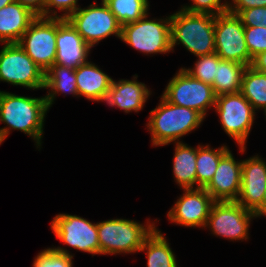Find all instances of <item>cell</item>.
Here are the masks:
<instances>
[{
  "instance_id": "484cf974",
  "label": "cell",
  "mask_w": 266,
  "mask_h": 267,
  "mask_svg": "<svg viewBox=\"0 0 266 267\" xmlns=\"http://www.w3.org/2000/svg\"><path fill=\"white\" fill-rule=\"evenodd\" d=\"M240 92L256 111L263 110L266 107V74L247 66L242 75Z\"/></svg>"
},
{
  "instance_id": "ab89813d",
  "label": "cell",
  "mask_w": 266,
  "mask_h": 267,
  "mask_svg": "<svg viewBox=\"0 0 266 267\" xmlns=\"http://www.w3.org/2000/svg\"><path fill=\"white\" fill-rule=\"evenodd\" d=\"M264 113H265V116H266V107L263 109ZM266 118V117H265Z\"/></svg>"
},
{
  "instance_id": "1f68e13d",
  "label": "cell",
  "mask_w": 266,
  "mask_h": 267,
  "mask_svg": "<svg viewBox=\"0 0 266 267\" xmlns=\"http://www.w3.org/2000/svg\"><path fill=\"white\" fill-rule=\"evenodd\" d=\"M78 8V0H46L45 17L67 19ZM58 10L63 12L60 16Z\"/></svg>"
},
{
  "instance_id": "44dd1931",
  "label": "cell",
  "mask_w": 266,
  "mask_h": 267,
  "mask_svg": "<svg viewBox=\"0 0 266 267\" xmlns=\"http://www.w3.org/2000/svg\"><path fill=\"white\" fill-rule=\"evenodd\" d=\"M174 151L172 171L175 183L182 189L196 188L197 147L180 141L175 142Z\"/></svg>"
},
{
  "instance_id": "8fae6325",
  "label": "cell",
  "mask_w": 266,
  "mask_h": 267,
  "mask_svg": "<svg viewBox=\"0 0 266 267\" xmlns=\"http://www.w3.org/2000/svg\"><path fill=\"white\" fill-rule=\"evenodd\" d=\"M57 18L36 17L18 44L46 72L56 60Z\"/></svg>"
},
{
  "instance_id": "836d02e7",
  "label": "cell",
  "mask_w": 266,
  "mask_h": 267,
  "mask_svg": "<svg viewBox=\"0 0 266 267\" xmlns=\"http://www.w3.org/2000/svg\"><path fill=\"white\" fill-rule=\"evenodd\" d=\"M229 3V12L233 14H237L244 9L266 6V0H232Z\"/></svg>"
},
{
  "instance_id": "d590c367",
  "label": "cell",
  "mask_w": 266,
  "mask_h": 267,
  "mask_svg": "<svg viewBox=\"0 0 266 267\" xmlns=\"http://www.w3.org/2000/svg\"><path fill=\"white\" fill-rule=\"evenodd\" d=\"M254 70L266 74V51L257 54L252 58L250 65Z\"/></svg>"
},
{
  "instance_id": "5bb4252c",
  "label": "cell",
  "mask_w": 266,
  "mask_h": 267,
  "mask_svg": "<svg viewBox=\"0 0 266 267\" xmlns=\"http://www.w3.org/2000/svg\"><path fill=\"white\" fill-rule=\"evenodd\" d=\"M182 190L184 193L168 211V220L176 225L205 229L211 207L215 201L204 188Z\"/></svg>"
},
{
  "instance_id": "d4e9b609",
  "label": "cell",
  "mask_w": 266,
  "mask_h": 267,
  "mask_svg": "<svg viewBox=\"0 0 266 267\" xmlns=\"http://www.w3.org/2000/svg\"><path fill=\"white\" fill-rule=\"evenodd\" d=\"M247 66L235 61L221 60L217 64L213 90L216 96L241 91L242 75Z\"/></svg>"
},
{
  "instance_id": "83f0119b",
  "label": "cell",
  "mask_w": 266,
  "mask_h": 267,
  "mask_svg": "<svg viewBox=\"0 0 266 267\" xmlns=\"http://www.w3.org/2000/svg\"><path fill=\"white\" fill-rule=\"evenodd\" d=\"M74 255L64 247L41 250L34 258L33 267H73Z\"/></svg>"
},
{
  "instance_id": "ba28073f",
  "label": "cell",
  "mask_w": 266,
  "mask_h": 267,
  "mask_svg": "<svg viewBox=\"0 0 266 267\" xmlns=\"http://www.w3.org/2000/svg\"><path fill=\"white\" fill-rule=\"evenodd\" d=\"M67 20L92 49L111 35L121 39L122 26L106 3L93 2L86 8L79 7Z\"/></svg>"
},
{
  "instance_id": "74e56055",
  "label": "cell",
  "mask_w": 266,
  "mask_h": 267,
  "mask_svg": "<svg viewBox=\"0 0 266 267\" xmlns=\"http://www.w3.org/2000/svg\"><path fill=\"white\" fill-rule=\"evenodd\" d=\"M14 0H0V9L8 4L12 3Z\"/></svg>"
},
{
  "instance_id": "e575fe53",
  "label": "cell",
  "mask_w": 266,
  "mask_h": 267,
  "mask_svg": "<svg viewBox=\"0 0 266 267\" xmlns=\"http://www.w3.org/2000/svg\"><path fill=\"white\" fill-rule=\"evenodd\" d=\"M19 3L21 6L29 9L37 17H45V4L46 0H14Z\"/></svg>"
},
{
  "instance_id": "f1b7e54d",
  "label": "cell",
  "mask_w": 266,
  "mask_h": 267,
  "mask_svg": "<svg viewBox=\"0 0 266 267\" xmlns=\"http://www.w3.org/2000/svg\"><path fill=\"white\" fill-rule=\"evenodd\" d=\"M197 58L198 59L193 68L183 67V69L192 77L212 86L216 77L217 64L222 59L216 54V52L204 56H198Z\"/></svg>"
},
{
  "instance_id": "603a6c76",
  "label": "cell",
  "mask_w": 266,
  "mask_h": 267,
  "mask_svg": "<svg viewBox=\"0 0 266 267\" xmlns=\"http://www.w3.org/2000/svg\"><path fill=\"white\" fill-rule=\"evenodd\" d=\"M147 257V267H177L176 255L164 234L157 227L145 239L139 252Z\"/></svg>"
},
{
  "instance_id": "30bf717a",
  "label": "cell",
  "mask_w": 266,
  "mask_h": 267,
  "mask_svg": "<svg viewBox=\"0 0 266 267\" xmlns=\"http://www.w3.org/2000/svg\"><path fill=\"white\" fill-rule=\"evenodd\" d=\"M255 212L244 208L236 201H215L205 227L211 234L231 241L249 239V228Z\"/></svg>"
},
{
  "instance_id": "f546056e",
  "label": "cell",
  "mask_w": 266,
  "mask_h": 267,
  "mask_svg": "<svg viewBox=\"0 0 266 267\" xmlns=\"http://www.w3.org/2000/svg\"><path fill=\"white\" fill-rule=\"evenodd\" d=\"M191 5H184L181 10H185L190 13L211 14L218 15L221 13L229 12L230 3L225 1L221 3V0H191Z\"/></svg>"
},
{
  "instance_id": "f35d334b",
  "label": "cell",
  "mask_w": 266,
  "mask_h": 267,
  "mask_svg": "<svg viewBox=\"0 0 266 267\" xmlns=\"http://www.w3.org/2000/svg\"><path fill=\"white\" fill-rule=\"evenodd\" d=\"M108 0H101V4L107 3Z\"/></svg>"
},
{
  "instance_id": "9a60e30c",
  "label": "cell",
  "mask_w": 266,
  "mask_h": 267,
  "mask_svg": "<svg viewBox=\"0 0 266 267\" xmlns=\"http://www.w3.org/2000/svg\"><path fill=\"white\" fill-rule=\"evenodd\" d=\"M266 189V161L255 155L242 160V178L240 193L236 202L255 212L264 199Z\"/></svg>"
},
{
  "instance_id": "8d00e7d4",
  "label": "cell",
  "mask_w": 266,
  "mask_h": 267,
  "mask_svg": "<svg viewBox=\"0 0 266 267\" xmlns=\"http://www.w3.org/2000/svg\"><path fill=\"white\" fill-rule=\"evenodd\" d=\"M255 214L257 218H260L261 216H266V189L264 192V199L262 205L255 211Z\"/></svg>"
},
{
  "instance_id": "ac0fdd59",
  "label": "cell",
  "mask_w": 266,
  "mask_h": 267,
  "mask_svg": "<svg viewBox=\"0 0 266 267\" xmlns=\"http://www.w3.org/2000/svg\"><path fill=\"white\" fill-rule=\"evenodd\" d=\"M137 78L138 75L135 74L132 80L115 81L113 79L103 102L111 107H117L125 113L141 111L152 93L145 83L138 82Z\"/></svg>"
},
{
  "instance_id": "52a82bcc",
  "label": "cell",
  "mask_w": 266,
  "mask_h": 267,
  "mask_svg": "<svg viewBox=\"0 0 266 267\" xmlns=\"http://www.w3.org/2000/svg\"><path fill=\"white\" fill-rule=\"evenodd\" d=\"M0 50V81L28 90L44 89L45 72L18 43H3Z\"/></svg>"
},
{
  "instance_id": "5b68a950",
  "label": "cell",
  "mask_w": 266,
  "mask_h": 267,
  "mask_svg": "<svg viewBox=\"0 0 266 267\" xmlns=\"http://www.w3.org/2000/svg\"><path fill=\"white\" fill-rule=\"evenodd\" d=\"M148 15L149 13L135 22L123 25L121 41L146 55L172 52L170 15L152 20L148 19Z\"/></svg>"
},
{
  "instance_id": "8992f818",
  "label": "cell",
  "mask_w": 266,
  "mask_h": 267,
  "mask_svg": "<svg viewBox=\"0 0 266 267\" xmlns=\"http://www.w3.org/2000/svg\"><path fill=\"white\" fill-rule=\"evenodd\" d=\"M213 109L219 115L222 129L235 140L240 152L244 153L256 110L241 92L216 96V104Z\"/></svg>"
},
{
  "instance_id": "4fadbf2b",
  "label": "cell",
  "mask_w": 266,
  "mask_h": 267,
  "mask_svg": "<svg viewBox=\"0 0 266 267\" xmlns=\"http://www.w3.org/2000/svg\"><path fill=\"white\" fill-rule=\"evenodd\" d=\"M50 226L63 245L93 254L92 256L100 255L97 223L77 215L60 213L53 218Z\"/></svg>"
},
{
  "instance_id": "d6986e66",
  "label": "cell",
  "mask_w": 266,
  "mask_h": 267,
  "mask_svg": "<svg viewBox=\"0 0 266 267\" xmlns=\"http://www.w3.org/2000/svg\"><path fill=\"white\" fill-rule=\"evenodd\" d=\"M78 97L89 101L103 102L113 79L96 64L87 61L75 68Z\"/></svg>"
},
{
  "instance_id": "2e32d148",
  "label": "cell",
  "mask_w": 266,
  "mask_h": 267,
  "mask_svg": "<svg viewBox=\"0 0 266 267\" xmlns=\"http://www.w3.org/2000/svg\"><path fill=\"white\" fill-rule=\"evenodd\" d=\"M242 160L229 150L218 164L210 183L204 188L214 201H236L241 188Z\"/></svg>"
},
{
  "instance_id": "6da1fadb",
  "label": "cell",
  "mask_w": 266,
  "mask_h": 267,
  "mask_svg": "<svg viewBox=\"0 0 266 267\" xmlns=\"http://www.w3.org/2000/svg\"><path fill=\"white\" fill-rule=\"evenodd\" d=\"M49 111L45 96L36 98L16 95L0 90V143L2 144L11 130H20L35 141L41 148L44 121Z\"/></svg>"
},
{
  "instance_id": "4dcf8cb0",
  "label": "cell",
  "mask_w": 266,
  "mask_h": 267,
  "mask_svg": "<svg viewBox=\"0 0 266 267\" xmlns=\"http://www.w3.org/2000/svg\"><path fill=\"white\" fill-rule=\"evenodd\" d=\"M244 35L251 58L266 51V27H245Z\"/></svg>"
},
{
  "instance_id": "7402d4cb",
  "label": "cell",
  "mask_w": 266,
  "mask_h": 267,
  "mask_svg": "<svg viewBox=\"0 0 266 267\" xmlns=\"http://www.w3.org/2000/svg\"><path fill=\"white\" fill-rule=\"evenodd\" d=\"M44 89L49 90L45 96L48 109L52 107L58 93L78 97L75 69L55 63L45 72Z\"/></svg>"
},
{
  "instance_id": "cb8c5ba5",
  "label": "cell",
  "mask_w": 266,
  "mask_h": 267,
  "mask_svg": "<svg viewBox=\"0 0 266 267\" xmlns=\"http://www.w3.org/2000/svg\"><path fill=\"white\" fill-rule=\"evenodd\" d=\"M228 146L222 145L216 149L208 145L197 146L196 158V188H205L213 178L220 159L229 151Z\"/></svg>"
},
{
  "instance_id": "4316f807",
  "label": "cell",
  "mask_w": 266,
  "mask_h": 267,
  "mask_svg": "<svg viewBox=\"0 0 266 267\" xmlns=\"http://www.w3.org/2000/svg\"><path fill=\"white\" fill-rule=\"evenodd\" d=\"M106 4L121 26L141 19L149 11L148 0H108Z\"/></svg>"
},
{
  "instance_id": "e0dca14e",
  "label": "cell",
  "mask_w": 266,
  "mask_h": 267,
  "mask_svg": "<svg viewBox=\"0 0 266 267\" xmlns=\"http://www.w3.org/2000/svg\"><path fill=\"white\" fill-rule=\"evenodd\" d=\"M90 49L67 19L57 18L55 63L75 69L88 61Z\"/></svg>"
},
{
  "instance_id": "3957f363",
  "label": "cell",
  "mask_w": 266,
  "mask_h": 267,
  "mask_svg": "<svg viewBox=\"0 0 266 267\" xmlns=\"http://www.w3.org/2000/svg\"><path fill=\"white\" fill-rule=\"evenodd\" d=\"M215 16L179 10L170 15L171 49L180 43L196 57L215 52Z\"/></svg>"
},
{
  "instance_id": "277c9868",
  "label": "cell",
  "mask_w": 266,
  "mask_h": 267,
  "mask_svg": "<svg viewBox=\"0 0 266 267\" xmlns=\"http://www.w3.org/2000/svg\"><path fill=\"white\" fill-rule=\"evenodd\" d=\"M155 228L150 220L146 225L123 218L97 222L100 255L137 253Z\"/></svg>"
},
{
  "instance_id": "9c48e42d",
  "label": "cell",
  "mask_w": 266,
  "mask_h": 267,
  "mask_svg": "<svg viewBox=\"0 0 266 267\" xmlns=\"http://www.w3.org/2000/svg\"><path fill=\"white\" fill-rule=\"evenodd\" d=\"M162 96L168 102L198 111L204 117L216 104L213 87L192 77L183 67L169 81Z\"/></svg>"
},
{
  "instance_id": "7a4b0ae2",
  "label": "cell",
  "mask_w": 266,
  "mask_h": 267,
  "mask_svg": "<svg viewBox=\"0 0 266 267\" xmlns=\"http://www.w3.org/2000/svg\"><path fill=\"white\" fill-rule=\"evenodd\" d=\"M205 117L193 109L168 102L162 95L159 105L150 111L146 127L153 146L180 142V138L196 130Z\"/></svg>"
},
{
  "instance_id": "7c38bea8",
  "label": "cell",
  "mask_w": 266,
  "mask_h": 267,
  "mask_svg": "<svg viewBox=\"0 0 266 267\" xmlns=\"http://www.w3.org/2000/svg\"><path fill=\"white\" fill-rule=\"evenodd\" d=\"M244 28L236 14L226 12L215 16V52L222 60L251 65Z\"/></svg>"
},
{
  "instance_id": "d6a6232c",
  "label": "cell",
  "mask_w": 266,
  "mask_h": 267,
  "mask_svg": "<svg viewBox=\"0 0 266 267\" xmlns=\"http://www.w3.org/2000/svg\"><path fill=\"white\" fill-rule=\"evenodd\" d=\"M236 15L244 27H266V6L244 9Z\"/></svg>"
},
{
  "instance_id": "ffe728a7",
  "label": "cell",
  "mask_w": 266,
  "mask_h": 267,
  "mask_svg": "<svg viewBox=\"0 0 266 267\" xmlns=\"http://www.w3.org/2000/svg\"><path fill=\"white\" fill-rule=\"evenodd\" d=\"M37 16L13 1L0 9V43H18Z\"/></svg>"
}]
</instances>
